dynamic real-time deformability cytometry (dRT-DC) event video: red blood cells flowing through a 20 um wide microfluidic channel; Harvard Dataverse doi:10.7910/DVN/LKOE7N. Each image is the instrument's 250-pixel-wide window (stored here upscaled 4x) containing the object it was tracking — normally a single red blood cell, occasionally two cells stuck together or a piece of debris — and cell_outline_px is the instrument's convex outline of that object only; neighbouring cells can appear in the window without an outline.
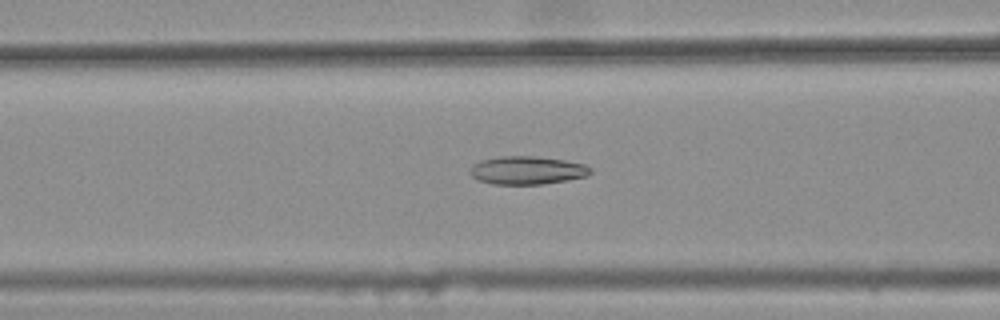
{"species": "common noctule bat (a hibernating species)", "species_latin": "Nyctalus noctula", "temperature_condition": "warm", "stored_images_in_passage": 47, "camera_frame_rate_fps": 3000, "um_per_image_px": 0.085, "animal": {"sex": "female", "body_mass_g": 25.1}, "frame": {"image": 1, "passage_image": 22, "time_ms": 7.0, "image_size_px": [1000, 320], "cell_outline_px": [[592, 172], [588, 176], [568, 180], [544, 184], [492, 184], [476, 180], [468, 172], [472, 164], [480, 160], [500, 156], [532, 156], [564, 160], [584, 164], [592, 168]], "centroid_in_image_um": [44.78, 14.48], "position_along_channel_um": 121.8, "area_um2": 20.0}}
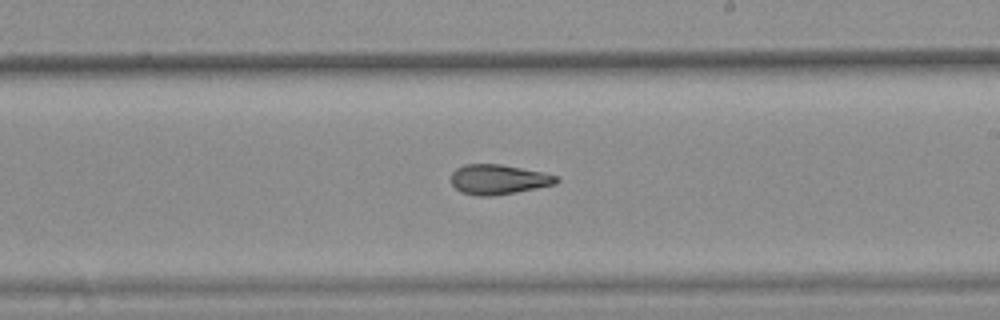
{"frame": {"image": 2, "passage_image": 32, "time_ms": 10.333, "image_size_px": [1000, 320], "cell_outline_px": [[560, 180], [556, 184], [516, 192], [492, 196], [476, 196], [460, 192], [452, 184], [452, 172], [456, 168], [464, 164], [500, 164], [544, 172], [560, 176]], "centroid_in_image_um": [42.39, 15.25], "position_along_channel_um": 246.6, "area_um2": 18.5}}
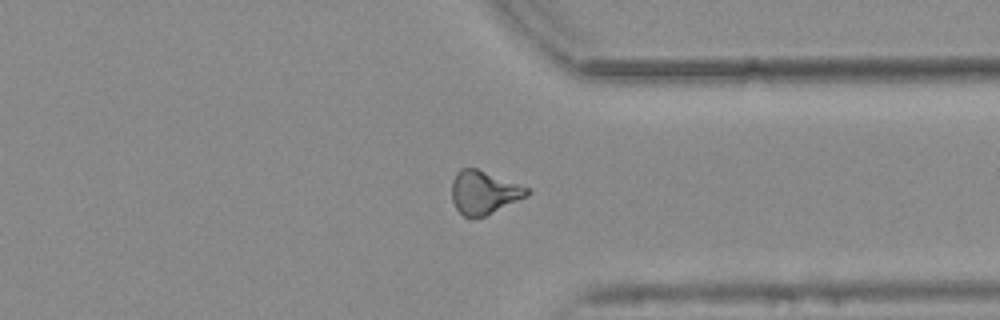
{"frame": {"image": 3, "passage_image": 42, "time_ms": 13.667, "image_size_px": [1000, 320], "cell_outline_px": [[532, 192], [528, 196], [484, 216], [464, 216], [456, 208], [452, 200], [452, 180], [456, 172], [460, 168], [476, 168], [532, 188]], "centroid_in_image_um": [41.17, 16.33], "position_along_channel_um": 370.2, "area_um2": 19.02}, "authors_computed_cell_mechanics": {"area_um2": 19.0162, "velocity_mm_per_s": 3.7489, "shape_relaxation_time_tau1_ms": null, "shape_relaxation_time_tau2_ms": 4.0674, "deformation_change_tau1": null, "deformation_change_tau2": 0.1284}}